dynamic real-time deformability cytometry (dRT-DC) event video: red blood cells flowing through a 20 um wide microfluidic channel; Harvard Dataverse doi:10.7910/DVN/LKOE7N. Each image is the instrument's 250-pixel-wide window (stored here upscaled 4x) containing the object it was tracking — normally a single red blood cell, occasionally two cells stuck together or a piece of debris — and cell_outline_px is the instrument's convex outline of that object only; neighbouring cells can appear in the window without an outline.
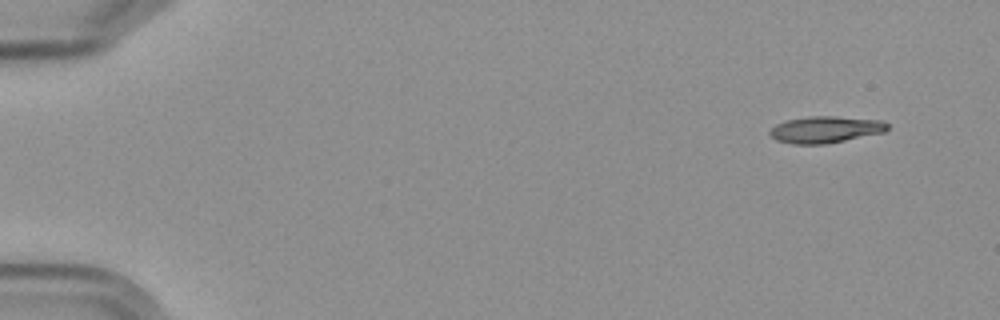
{"species": "Egyptian fruit bat (a non-hibernating species)", "species_latin": "Rousettus aegyptiacus", "temperature_condition": "cold", "stored_images_in_passage": 6, "camera_frame_rate_fps": 3000, "um_per_image_px": 0.085, "frame": {"image": 1, "passage_image": 1, "time_ms": 0.0, "image_size_px": [1000, 320], "cell_outline_px": [[888, 128], [884, 132], [824, 144], [792, 144], [776, 140], [768, 132], [776, 124], [788, 120], [808, 116], [836, 116], [880, 120], [888, 124]], "centroid_in_image_um": [70.14, 11.0], "position_along_channel_um": 14.9, "area_um2": 18.09}}
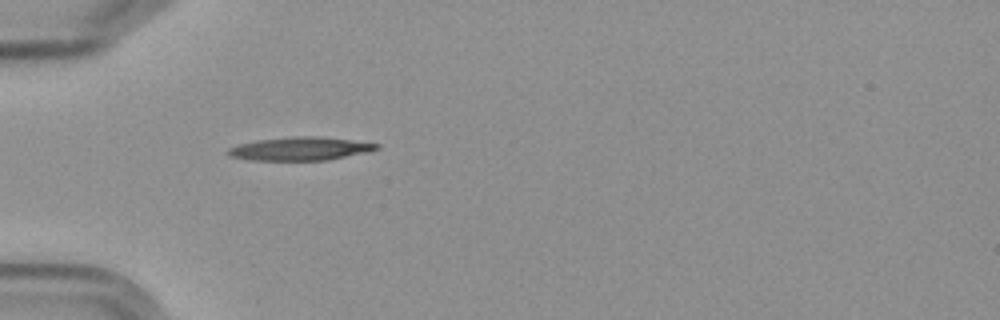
{"frame": {"image": 2, "passage_image": 5, "time_ms": 4.667, "image_size_px": [1000, 320], "cell_outline_px": [[380, 148], [364, 152], [324, 160], [248, 160], [228, 156], [224, 152], [228, 148], [240, 144], [256, 140], [292, 136], [324, 136], [380, 144]], "centroid_in_image_um": [25.44, 12.63], "position_along_channel_um": 59.6, "area_um2": 20.17}}
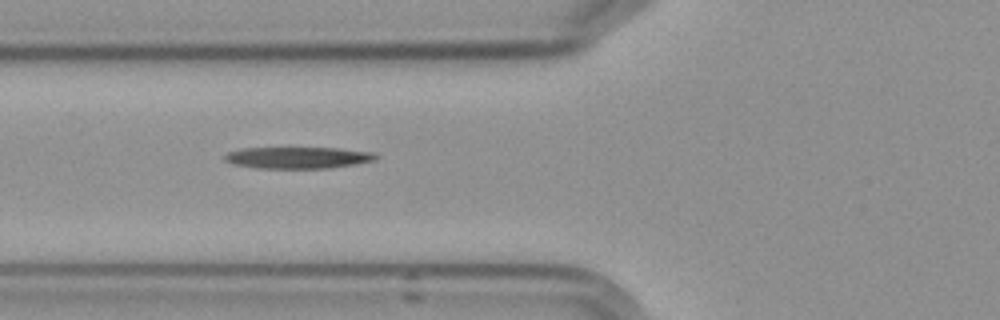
{"frame": {"image": 3, "passage_image": 6, "time_ms": 6.0, "image_size_px": [1000, 320], "cell_outline_px": [[380, 156], [376, 160], [328, 168], [256, 168], [232, 164], [224, 160], [224, 156], [228, 152], [240, 148], [340, 148], [376, 152]], "centroid_in_image_um": [25.34, 13.39], "position_along_channel_um": 100.5, "area_um2": 19.13}}